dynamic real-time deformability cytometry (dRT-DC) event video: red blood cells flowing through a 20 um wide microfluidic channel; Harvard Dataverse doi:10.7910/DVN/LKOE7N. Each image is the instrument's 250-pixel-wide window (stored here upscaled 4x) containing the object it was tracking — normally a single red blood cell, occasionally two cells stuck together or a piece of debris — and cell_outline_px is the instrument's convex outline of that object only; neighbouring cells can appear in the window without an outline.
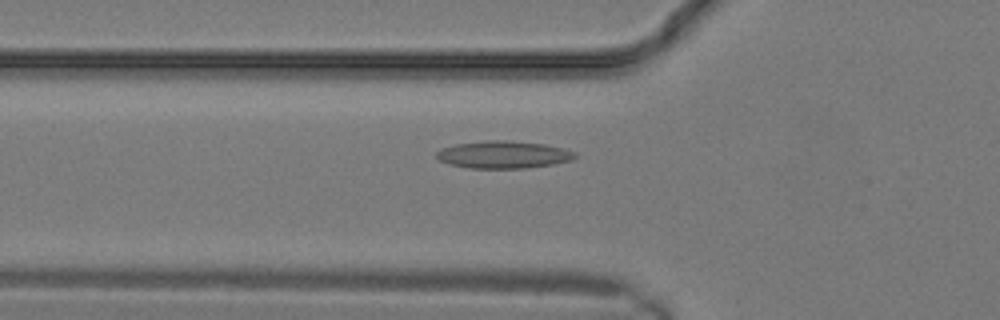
{"species": "common noctule bat (a hibernating species)", "species_latin": "Nyctalus noctula", "temperature_condition": "warm", "stored_images_in_passage": 4, "camera_frame_rate_fps": 3000, "um_per_image_px": 0.085, "animal": {"sex": "male", "body_mass_g": 19.2, "forearm_length_mm": 51.8}, "frame": {"image": 1, "passage_image": 2, "time_ms": 0.333, "image_size_px": [1000, 320], "cell_outline_px": [[576, 156], [572, 160], [552, 164], [524, 168], [468, 168], [448, 164], [440, 160], [436, 156], [436, 152], [440, 148], [456, 144], [488, 140], [508, 140], [544, 144], [576, 152]], "centroid_in_image_um": [42.75, 13.14], "position_along_channel_um": 83.1, "area_um2": 22.02}}
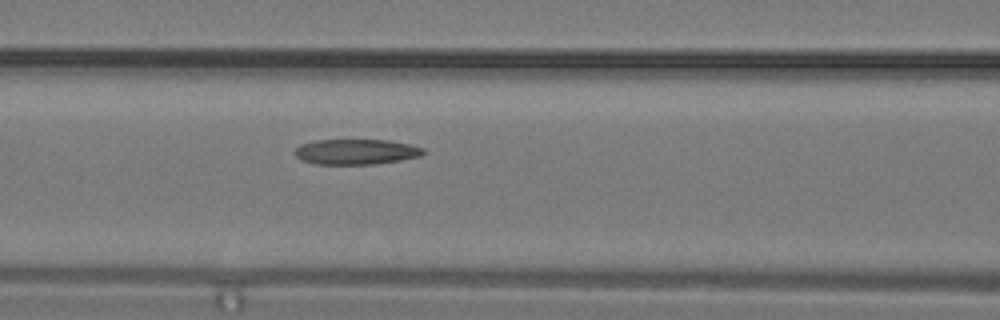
{"frame": {"image": 2, "passage_image": 4, "time_ms": 1.0, "image_size_px": [1000, 320], "cell_outline_px": [[424, 152], [420, 156], [400, 160], [376, 164], [316, 164], [300, 160], [296, 156], [296, 148], [300, 144], [316, 140], [388, 140], [408, 144], [424, 148]], "centroid_in_image_um": [30.25, 12.9], "position_along_channel_um": 136.4, "area_um2": 18.9}}